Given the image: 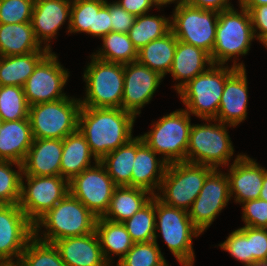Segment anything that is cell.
<instances>
[{
    "mask_svg": "<svg viewBox=\"0 0 267 266\" xmlns=\"http://www.w3.org/2000/svg\"><path fill=\"white\" fill-rule=\"evenodd\" d=\"M238 5H241L246 10L250 11L253 7L267 5V0H238Z\"/></svg>",
    "mask_w": 267,
    "mask_h": 266,
    "instance_id": "f907efd6",
    "label": "cell"
},
{
    "mask_svg": "<svg viewBox=\"0 0 267 266\" xmlns=\"http://www.w3.org/2000/svg\"><path fill=\"white\" fill-rule=\"evenodd\" d=\"M63 140L34 139L23 162V175H61V155Z\"/></svg>",
    "mask_w": 267,
    "mask_h": 266,
    "instance_id": "603a6c76",
    "label": "cell"
},
{
    "mask_svg": "<svg viewBox=\"0 0 267 266\" xmlns=\"http://www.w3.org/2000/svg\"><path fill=\"white\" fill-rule=\"evenodd\" d=\"M259 42L267 49V34Z\"/></svg>",
    "mask_w": 267,
    "mask_h": 266,
    "instance_id": "11a10c76",
    "label": "cell"
},
{
    "mask_svg": "<svg viewBox=\"0 0 267 266\" xmlns=\"http://www.w3.org/2000/svg\"><path fill=\"white\" fill-rule=\"evenodd\" d=\"M112 31L111 15L109 12V2L106 0L105 5L96 14L95 37L102 38Z\"/></svg>",
    "mask_w": 267,
    "mask_h": 266,
    "instance_id": "c3c4849f",
    "label": "cell"
},
{
    "mask_svg": "<svg viewBox=\"0 0 267 266\" xmlns=\"http://www.w3.org/2000/svg\"><path fill=\"white\" fill-rule=\"evenodd\" d=\"M249 13L255 37L260 41L267 34V5L253 7Z\"/></svg>",
    "mask_w": 267,
    "mask_h": 266,
    "instance_id": "bcb514c9",
    "label": "cell"
},
{
    "mask_svg": "<svg viewBox=\"0 0 267 266\" xmlns=\"http://www.w3.org/2000/svg\"><path fill=\"white\" fill-rule=\"evenodd\" d=\"M163 79L159 73L138 61L124 64L122 109L135 117L140 116L141 109L151 102Z\"/></svg>",
    "mask_w": 267,
    "mask_h": 266,
    "instance_id": "e0dca14e",
    "label": "cell"
},
{
    "mask_svg": "<svg viewBox=\"0 0 267 266\" xmlns=\"http://www.w3.org/2000/svg\"><path fill=\"white\" fill-rule=\"evenodd\" d=\"M155 237L164 240L172 255L181 266H194L193 238L202 232L191 221L188 211L165 205L155 196Z\"/></svg>",
    "mask_w": 267,
    "mask_h": 266,
    "instance_id": "5b68a950",
    "label": "cell"
},
{
    "mask_svg": "<svg viewBox=\"0 0 267 266\" xmlns=\"http://www.w3.org/2000/svg\"><path fill=\"white\" fill-rule=\"evenodd\" d=\"M105 3L106 0H72L69 35L86 33L95 37L96 14Z\"/></svg>",
    "mask_w": 267,
    "mask_h": 266,
    "instance_id": "e575fe53",
    "label": "cell"
},
{
    "mask_svg": "<svg viewBox=\"0 0 267 266\" xmlns=\"http://www.w3.org/2000/svg\"><path fill=\"white\" fill-rule=\"evenodd\" d=\"M153 196L142 188L117 186L102 217L113 222H124L146 205Z\"/></svg>",
    "mask_w": 267,
    "mask_h": 266,
    "instance_id": "f1b7e54d",
    "label": "cell"
},
{
    "mask_svg": "<svg viewBox=\"0 0 267 266\" xmlns=\"http://www.w3.org/2000/svg\"><path fill=\"white\" fill-rule=\"evenodd\" d=\"M158 241L134 243L116 266H169Z\"/></svg>",
    "mask_w": 267,
    "mask_h": 266,
    "instance_id": "f35d334b",
    "label": "cell"
},
{
    "mask_svg": "<svg viewBox=\"0 0 267 266\" xmlns=\"http://www.w3.org/2000/svg\"><path fill=\"white\" fill-rule=\"evenodd\" d=\"M34 237V224L18 204L0 207V261L18 260Z\"/></svg>",
    "mask_w": 267,
    "mask_h": 266,
    "instance_id": "2e32d148",
    "label": "cell"
},
{
    "mask_svg": "<svg viewBox=\"0 0 267 266\" xmlns=\"http://www.w3.org/2000/svg\"><path fill=\"white\" fill-rule=\"evenodd\" d=\"M0 266H23L20 259L0 261Z\"/></svg>",
    "mask_w": 267,
    "mask_h": 266,
    "instance_id": "db71d44e",
    "label": "cell"
},
{
    "mask_svg": "<svg viewBox=\"0 0 267 266\" xmlns=\"http://www.w3.org/2000/svg\"><path fill=\"white\" fill-rule=\"evenodd\" d=\"M109 12L111 15L112 31L128 33L133 26L136 17L124 10L115 1H109Z\"/></svg>",
    "mask_w": 267,
    "mask_h": 266,
    "instance_id": "f6af8a7d",
    "label": "cell"
},
{
    "mask_svg": "<svg viewBox=\"0 0 267 266\" xmlns=\"http://www.w3.org/2000/svg\"><path fill=\"white\" fill-rule=\"evenodd\" d=\"M35 0H0V23L31 22Z\"/></svg>",
    "mask_w": 267,
    "mask_h": 266,
    "instance_id": "60d3db41",
    "label": "cell"
},
{
    "mask_svg": "<svg viewBox=\"0 0 267 266\" xmlns=\"http://www.w3.org/2000/svg\"><path fill=\"white\" fill-rule=\"evenodd\" d=\"M2 123H3V120H2L1 117H0V127H1Z\"/></svg>",
    "mask_w": 267,
    "mask_h": 266,
    "instance_id": "6f0895ef",
    "label": "cell"
},
{
    "mask_svg": "<svg viewBox=\"0 0 267 266\" xmlns=\"http://www.w3.org/2000/svg\"><path fill=\"white\" fill-rule=\"evenodd\" d=\"M191 126V115L181 108L152 121L140 136L166 163H177L186 161Z\"/></svg>",
    "mask_w": 267,
    "mask_h": 266,
    "instance_id": "ba28073f",
    "label": "cell"
},
{
    "mask_svg": "<svg viewBox=\"0 0 267 266\" xmlns=\"http://www.w3.org/2000/svg\"><path fill=\"white\" fill-rule=\"evenodd\" d=\"M71 5L72 0H35L31 25L41 46L53 51L51 40L57 37L67 20L66 33L69 34Z\"/></svg>",
    "mask_w": 267,
    "mask_h": 266,
    "instance_id": "d6986e66",
    "label": "cell"
},
{
    "mask_svg": "<svg viewBox=\"0 0 267 266\" xmlns=\"http://www.w3.org/2000/svg\"><path fill=\"white\" fill-rule=\"evenodd\" d=\"M70 72L60 63L58 55L50 52L35 68L23 86L29 106L66 98L64 92Z\"/></svg>",
    "mask_w": 267,
    "mask_h": 266,
    "instance_id": "4fadbf2b",
    "label": "cell"
},
{
    "mask_svg": "<svg viewBox=\"0 0 267 266\" xmlns=\"http://www.w3.org/2000/svg\"><path fill=\"white\" fill-rule=\"evenodd\" d=\"M26 181V182H25ZM69 192V182L61 175H22L18 205L35 224Z\"/></svg>",
    "mask_w": 267,
    "mask_h": 266,
    "instance_id": "7c38bea8",
    "label": "cell"
},
{
    "mask_svg": "<svg viewBox=\"0 0 267 266\" xmlns=\"http://www.w3.org/2000/svg\"><path fill=\"white\" fill-rule=\"evenodd\" d=\"M33 140L29 118L3 121L0 127V160L23 164Z\"/></svg>",
    "mask_w": 267,
    "mask_h": 266,
    "instance_id": "d4e9b609",
    "label": "cell"
},
{
    "mask_svg": "<svg viewBox=\"0 0 267 266\" xmlns=\"http://www.w3.org/2000/svg\"><path fill=\"white\" fill-rule=\"evenodd\" d=\"M239 8L240 11L233 6L218 12L216 38L210 56L213 64L228 65L232 61L233 67L246 68L243 61L237 62L240 56L248 54L256 37L249 11L241 5Z\"/></svg>",
    "mask_w": 267,
    "mask_h": 266,
    "instance_id": "7a4b0ae2",
    "label": "cell"
},
{
    "mask_svg": "<svg viewBox=\"0 0 267 266\" xmlns=\"http://www.w3.org/2000/svg\"><path fill=\"white\" fill-rule=\"evenodd\" d=\"M171 31V17L143 14L136 17L128 36L137 50Z\"/></svg>",
    "mask_w": 267,
    "mask_h": 266,
    "instance_id": "836d02e7",
    "label": "cell"
},
{
    "mask_svg": "<svg viewBox=\"0 0 267 266\" xmlns=\"http://www.w3.org/2000/svg\"><path fill=\"white\" fill-rule=\"evenodd\" d=\"M215 169L186 161L168 164L158 193L161 202L189 211L206 178Z\"/></svg>",
    "mask_w": 267,
    "mask_h": 266,
    "instance_id": "9c48e42d",
    "label": "cell"
},
{
    "mask_svg": "<svg viewBox=\"0 0 267 266\" xmlns=\"http://www.w3.org/2000/svg\"><path fill=\"white\" fill-rule=\"evenodd\" d=\"M242 205V221L244 226L267 228V201L260 198L248 200Z\"/></svg>",
    "mask_w": 267,
    "mask_h": 266,
    "instance_id": "7bdbcfd3",
    "label": "cell"
},
{
    "mask_svg": "<svg viewBox=\"0 0 267 266\" xmlns=\"http://www.w3.org/2000/svg\"><path fill=\"white\" fill-rule=\"evenodd\" d=\"M23 266H66L53 243L43 242L35 236L21 254Z\"/></svg>",
    "mask_w": 267,
    "mask_h": 266,
    "instance_id": "74e56055",
    "label": "cell"
},
{
    "mask_svg": "<svg viewBox=\"0 0 267 266\" xmlns=\"http://www.w3.org/2000/svg\"><path fill=\"white\" fill-rule=\"evenodd\" d=\"M171 31L177 40L206 51L210 56L214 48L218 12L180 3L174 7Z\"/></svg>",
    "mask_w": 267,
    "mask_h": 266,
    "instance_id": "8fae6325",
    "label": "cell"
},
{
    "mask_svg": "<svg viewBox=\"0 0 267 266\" xmlns=\"http://www.w3.org/2000/svg\"><path fill=\"white\" fill-rule=\"evenodd\" d=\"M183 2L196 8L214 10L217 12L233 7L230 0H184Z\"/></svg>",
    "mask_w": 267,
    "mask_h": 266,
    "instance_id": "681fc988",
    "label": "cell"
},
{
    "mask_svg": "<svg viewBox=\"0 0 267 266\" xmlns=\"http://www.w3.org/2000/svg\"><path fill=\"white\" fill-rule=\"evenodd\" d=\"M50 52H32L26 55L0 56V86L23 87L37 65Z\"/></svg>",
    "mask_w": 267,
    "mask_h": 266,
    "instance_id": "4dcf8cb0",
    "label": "cell"
},
{
    "mask_svg": "<svg viewBox=\"0 0 267 266\" xmlns=\"http://www.w3.org/2000/svg\"><path fill=\"white\" fill-rule=\"evenodd\" d=\"M95 232L103 255L110 266L115 263L114 256H119L116 261L117 264L134 244L122 222H113L103 217H98Z\"/></svg>",
    "mask_w": 267,
    "mask_h": 266,
    "instance_id": "83f0119b",
    "label": "cell"
},
{
    "mask_svg": "<svg viewBox=\"0 0 267 266\" xmlns=\"http://www.w3.org/2000/svg\"><path fill=\"white\" fill-rule=\"evenodd\" d=\"M116 2L135 17L149 13L153 7L160 11L152 0H117Z\"/></svg>",
    "mask_w": 267,
    "mask_h": 266,
    "instance_id": "7dc6e473",
    "label": "cell"
},
{
    "mask_svg": "<svg viewBox=\"0 0 267 266\" xmlns=\"http://www.w3.org/2000/svg\"><path fill=\"white\" fill-rule=\"evenodd\" d=\"M248 78L246 68H237L225 81L215 120L238 126L247 119Z\"/></svg>",
    "mask_w": 267,
    "mask_h": 266,
    "instance_id": "ffe728a7",
    "label": "cell"
},
{
    "mask_svg": "<svg viewBox=\"0 0 267 266\" xmlns=\"http://www.w3.org/2000/svg\"><path fill=\"white\" fill-rule=\"evenodd\" d=\"M232 65L213 64L178 92L185 110L199 119H215L225 81L236 70Z\"/></svg>",
    "mask_w": 267,
    "mask_h": 266,
    "instance_id": "52a82bcc",
    "label": "cell"
},
{
    "mask_svg": "<svg viewBox=\"0 0 267 266\" xmlns=\"http://www.w3.org/2000/svg\"><path fill=\"white\" fill-rule=\"evenodd\" d=\"M249 238L252 265L255 262H267V228L239 227Z\"/></svg>",
    "mask_w": 267,
    "mask_h": 266,
    "instance_id": "ee69618b",
    "label": "cell"
},
{
    "mask_svg": "<svg viewBox=\"0 0 267 266\" xmlns=\"http://www.w3.org/2000/svg\"><path fill=\"white\" fill-rule=\"evenodd\" d=\"M213 63L210 55L194 45L177 40L176 50L172 66L168 74H171L176 93L197 75L205 72Z\"/></svg>",
    "mask_w": 267,
    "mask_h": 266,
    "instance_id": "cb8c5ba5",
    "label": "cell"
},
{
    "mask_svg": "<svg viewBox=\"0 0 267 266\" xmlns=\"http://www.w3.org/2000/svg\"><path fill=\"white\" fill-rule=\"evenodd\" d=\"M231 201L229 179L225 171L215 169L188 211L193 224L202 232L206 231L222 210Z\"/></svg>",
    "mask_w": 267,
    "mask_h": 266,
    "instance_id": "9a60e30c",
    "label": "cell"
},
{
    "mask_svg": "<svg viewBox=\"0 0 267 266\" xmlns=\"http://www.w3.org/2000/svg\"><path fill=\"white\" fill-rule=\"evenodd\" d=\"M201 121L205 123L191 126L186 162L209 166L213 169L227 168L234 155V146L228 128L235 127L215 119H201Z\"/></svg>",
    "mask_w": 267,
    "mask_h": 266,
    "instance_id": "277c9868",
    "label": "cell"
},
{
    "mask_svg": "<svg viewBox=\"0 0 267 266\" xmlns=\"http://www.w3.org/2000/svg\"><path fill=\"white\" fill-rule=\"evenodd\" d=\"M257 160L246 153L235 156L227 167L231 199L242 204L248 200L258 199L263 185L264 174L267 171Z\"/></svg>",
    "mask_w": 267,
    "mask_h": 266,
    "instance_id": "ac0fdd59",
    "label": "cell"
},
{
    "mask_svg": "<svg viewBox=\"0 0 267 266\" xmlns=\"http://www.w3.org/2000/svg\"><path fill=\"white\" fill-rule=\"evenodd\" d=\"M176 44L177 38L170 31L139 49L137 61L165 78L172 66Z\"/></svg>",
    "mask_w": 267,
    "mask_h": 266,
    "instance_id": "f546056e",
    "label": "cell"
},
{
    "mask_svg": "<svg viewBox=\"0 0 267 266\" xmlns=\"http://www.w3.org/2000/svg\"><path fill=\"white\" fill-rule=\"evenodd\" d=\"M155 196L132 217L122 222L134 243L151 242L155 237Z\"/></svg>",
    "mask_w": 267,
    "mask_h": 266,
    "instance_id": "d590c367",
    "label": "cell"
},
{
    "mask_svg": "<svg viewBox=\"0 0 267 266\" xmlns=\"http://www.w3.org/2000/svg\"><path fill=\"white\" fill-rule=\"evenodd\" d=\"M0 117L3 121L28 119L29 104L20 86H0Z\"/></svg>",
    "mask_w": 267,
    "mask_h": 266,
    "instance_id": "8d00e7d4",
    "label": "cell"
},
{
    "mask_svg": "<svg viewBox=\"0 0 267 266\" xmlns=\"http://www.w3.org/2000/svg\"><path fill=\"white\" fill-rule=\"evenodd\" d=\"M116 187L99 161L69 181V192L97 218L106 213Z\"/></svg>",
    "mask_w": 267,
    "mask_h": 266,
    "instance_id": "5bb4252c",
    "label": "cell"
},
{
    "mask_svg": "<svg viewBox=\"0 0 267 266\" xmlns=\"http://www.w3.org/2000/svg\"><path fill=\"white\" fill-rule=\"evenodd\" d=\"M12 166L18 169L15 170ZM22 175V164L0 160V202L2 204L19 203Z\"/></svg>",
    "mask_w": 267,
    "mask_h": 266,
    "instance_id": "ab89813d",
    "label": "cell"
},
{
    "mask_svg": "<svg viewBox=\"0 0 267 266\" xmlns=\"http://www.w3.org/2000/svg\"><path fill=\"white\" fill-rule=\"evenodd\" d=\"M81 102L67 96L29 106V120L34 139H61L78 130Z\"/></svg>",
    "mask_w": 267,
    "mask_h": 266,
    "instance_id": "30bf717a",
    "label": "cell"
},
{
    "mask_svg": "<svg viewBox=\"0 0 267 266\" xmlns=\"http://www.w3.org/2000/svg\"><path fill=\"white\" fill-rule=\"evenodd\" d=\"M96 221L97 217L68 192L34 224V236L47 243L83 236L95 231Z\"/></svg>",
    "mask_w": 267,
    "mask_h": 266,
    "instance_id": "3957f363",
    "label": "cell"
},
{
    "mask_svg": "<svg viewBox=\"0 0 267 266\" xmlns=\"http://www.w3.org/2000/svg\"><path fill=\"white\" fill-rule=\"evenodd\" d=\"M155 5L158 7V8H161V7H166V5H170V4H176L175 6H177L178 4L180 3H183L184 0H152Z\"/></svg>",
    "mask_w": 267,
    "mask_h": 266,
    "instance_id": "816d5d0a",
    "label": "cell"
},
{
    "mask_svg": "<svg viewBox=\"0 0 267 266\" xmlns=\"http://www.w3.org/2000/svg\"><path fill=\"white\" fill-rule=\"evenodd\" d=\"M251 266H267V262H255L253 265Z\"/></svg>",
    "mask_w": 267,
    "mask_h": 266,
    "instance_id": "9f6ffc18",
    "label": "cell"
},
{
    "mask_svg": "<svg viewBox=\"0 0 267 266\" xmlns=\"http://www.w3.org/2000/svg\"><path fill=\"white\" fill-rule=\"evenodd\" d=\"M259 198L267 201V171L264 174L263 185L260 191Z\"/></svg>",
    "mask_w": 267,
    "mask_h": 266,
    "instance_id": "f5cc1de1",
    "label": "cell"
},
{
    "mask_svg": "<svg viewBox=\"0 0 267 266\" xmlns=\"http://www.w3.org/2000/svg\"><path fill=\"white\" fill-rule=\"evenodd\" d=\"M66 266H110L96 232L53 242Z\"/></svg>",
    "mask_w": 267,
    "mask_h": 266,
    "instance_id": "7402d4cb",
    "label": "cell"
},
{
    "mask_svg": "<svg viewBox=\"0 0 267 266\" xmlns=\"http://www.w3.org/2000/svg\"><path fill=\"white\" fill-rule=\"evenodd\" d=\"M82 75L85 95L79 98L82 107L122 108L124 64L89 57Z\"/></svg>",
    "mask_w": 267,
    "mask_h": 266,
    "instance_id": "8992f818",
    "label": "cell"
},
{
    "mask_svg": "<svg viewBox=\"0 0 267 266\" xmlns=\"http://www.w3.org/2000/svg\"><path fill=\"white\" fill-rule=\"evenodd\" d=\"M136 156V137L111 151L99 162L117 186L131 187L133 163Z\"/></svg>",
    "mask_w": 267,
    "mask_h": 266,
    "instance_id": "1f68e13d",
    "label": "cell"
},
{
    "mask_svg": "<svg viewBox=\"0 0 267 266\" xmlns=\"http://www.w3.org/2000/svg\"><path fill=\"white\" fill-rule=\"evenodd\" d=\"M101 40L103 42L102 46L92 53L94 57L120 64H129L137 61L138 50L127 33L111 31L103 36Z\"/></svg>",
    "mask_w": 267,
    "mask_h": 266,
    "instance_id": "d6a6232c",
    "label": "cell"
},
{
    "mask_svg": "<svg viewBox=\"0 0 267 266\" xmlns=\"http://www.w3.org/2000/svg\"><path fill=\"white\" fill-rule=\"evenodd\" d=\"M97 162L98 160L92 154L86 139L79 130L67 135L63 139L60 165L61 176L68 182L83 170L92 167Z\"/></svg>",
    "mask_w": 267,
    "mask_h": 266,
    "instance_id": "484cf974",
    "label": "cell"
},
{
    "mask_svg": "<svg viewBox=\"0 0 267 266\" xmlns=\"http://www.w3.org/2000/svg\"><path fill=\"white\" fill-rule=\"evenodd\" d=\"M32 52H51L36 40L31 22L0 23V56L26 55Z\"/></svg>",
    "mask_w": 267,
    "mask_h": 266,
    "instance_id": "4316f807",
    "label": "cell"
},
{
    "mask_svg": "<svg viewBox=\"0 0 267 266\" xmlns=\"http://www.w3.org/2000/svg\"><path fill=\"white\" fill-rule=\"evenodd\" d=\"M157 155L141 136H136V156L132 169L131 187L148 190L154 196L158 193L168 163Z\"/></svg>",
    "mask_w": 267,
    "mask_h": 266,
    "instance_id": "44dd1931",
    "label": "cell"
},
{
    "mask_svg": "<svg viewBox=\"0 0 267 266\" xmlns=\"http://www.w3.org/2000/svg\"><path fill=\"white\" fill-rule=\"evenodd\" d=\"M223 251L228 252L230 256L243 264V266L252 265V254H250L249 238L240 229L233 230L224 242L216 245Z\"/></svg>",
    "mask_w": 267,
    "mask_h": 266,
    "instance_id": "b9f144b4",
    "label": "cell"
},
{
    "mask_svg": "<svg viewBox=\"0 0 267 266\" xmlns=\"http://www.w3.org/2000/svg\"><path fill=\"white\" fill-rule=\"evenodd\" d=\"M136 117L122 108L81 107L78 130L86 139L92 154L100 161L133 136Z\"/></svg>",
    "mask_w": 267,
    "mask_h": 266,
    "instance_id": "6da1fadb",
    "label": "cell"
}]
</instances>
